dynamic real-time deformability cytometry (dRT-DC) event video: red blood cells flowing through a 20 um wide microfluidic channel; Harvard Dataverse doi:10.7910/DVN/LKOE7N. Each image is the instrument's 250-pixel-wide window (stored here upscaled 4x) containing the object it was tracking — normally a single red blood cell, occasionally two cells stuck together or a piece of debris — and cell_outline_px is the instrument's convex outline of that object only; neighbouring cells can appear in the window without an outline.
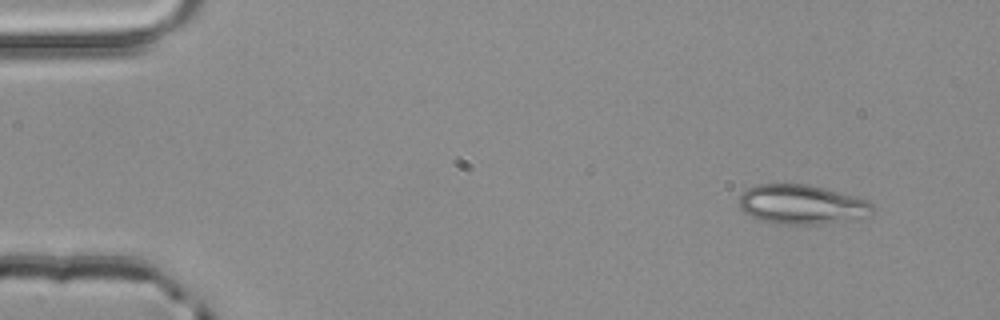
{"species": "common noctule bat (a hibernating species)", "species_latin": "Nyctalus noctula", "temperature_condition": "room temperature", "stored_images_in_passage": 4, "camera_frame_rate_fps": 3000, "um_per_image_px": 0.085, "animal": {"sex": "male", "body_mass_g": 20.4}, "frame": {"image": 1, "passage_image": 1, "time_ms": 0.0, "image_size_px": [1000, 320], "cell_outline_px": [[872, 212], [868, 216], [816, 224], [768, 224], [744, 212], [740, 208], [740, 196], [748, 188], [760, 184], [808, 184], [856, 196], [868, 200], [872, 204]], "centroid_in_image_um": [68.13, 17.38], "position_along_channel_um": 16.9, "area_um2": 30.46}}